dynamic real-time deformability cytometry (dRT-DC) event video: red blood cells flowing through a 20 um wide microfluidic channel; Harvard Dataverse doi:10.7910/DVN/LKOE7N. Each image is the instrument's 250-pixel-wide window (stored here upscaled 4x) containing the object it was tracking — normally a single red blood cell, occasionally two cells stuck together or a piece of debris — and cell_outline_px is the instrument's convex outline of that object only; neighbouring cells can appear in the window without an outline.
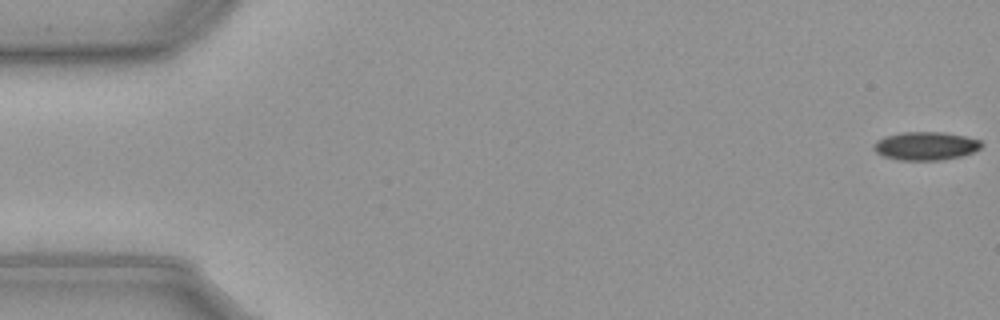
{"species": "common noctule bat (a hibernating species)", "species_latin": "Nyctalus noctula", "temperature_condition": "cold", "stored_images_in_passage": 57, "camera_frame_rate_fps": 3000, "um_per_image_px": 0.085, "animal": {"sex": "male", "body_mass_g": 23.1, "forearm_length_mm": 52.7}, "frame": {"image": 1, "passage_image": 1, "time_ms": 0.0, "image_size_px": [1000, 320], "cell_outline_px": [[984, 144], [976, 152], [964, 156], [944, 160], [896, 160], [884, 156], [876, 152], [872, 148], [876, 140], [884, 136], [904, 132], [944, 132], [964, 136], [980, 140]], "centroid_in_image_um": [78.71, 12.41], "position_along_channel_um": 6.3, "area_um2": 18.09}}
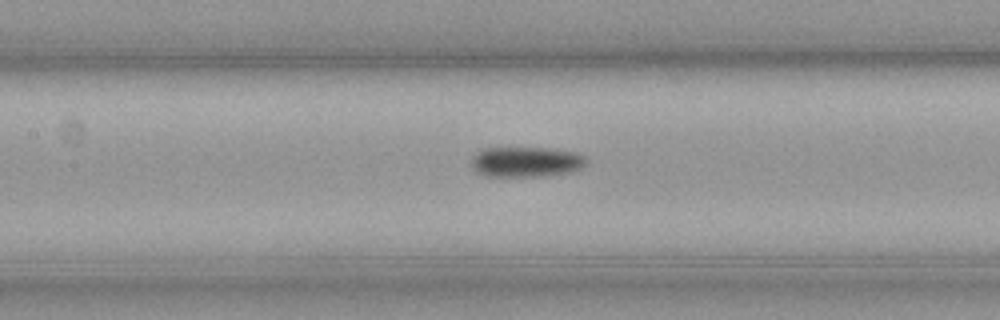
{"frame": {"image": 2, "passage_image": 26, "time_ms": 8.333, "image_size_px": [1000, 320], "cell_outline_px": [[588, 164], [572, 172], [544, 176], [484, 176], [476, 172], [472, 168], [472, 156], [480, 148], [544, 148], [576, 152], [584, 156], [588, 160]], "centroid_in_image_um": [44.71, 13.76], "position_along_channel_um": 162.7, "area_um2": 20.52}}
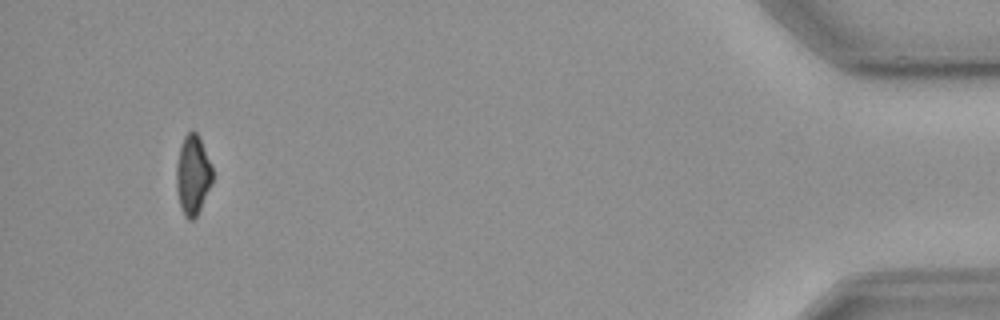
{"frame": {"image": 3, "passage_image": 54, "time_ms": 17.667, "image_size_px": [1000, 320], "cell_outline_px": [[212, 184], [196, 216], [192, 220], [188, 220], [184, 216], [180, 204], [176, 188], [176, 164], [180, 148], [184, 136], [192, 128], [200, 136], [212, 168]], "centroid_in_image_um": [16.38, 14.84], "position_along_channel_um": 418.8, "area_um2": 16.76}, "authors_computed_cell_mechanics": {"area_um2": 18.8428, "velocity_mm_per_s": 3.6214, "shape_relaxation_time_tau1_ms": 6.1559, "shape_relaxation_time_tau2_ms": null, "deformation_change_tau1": 0.0935, "deformation_change_tau2": null}}